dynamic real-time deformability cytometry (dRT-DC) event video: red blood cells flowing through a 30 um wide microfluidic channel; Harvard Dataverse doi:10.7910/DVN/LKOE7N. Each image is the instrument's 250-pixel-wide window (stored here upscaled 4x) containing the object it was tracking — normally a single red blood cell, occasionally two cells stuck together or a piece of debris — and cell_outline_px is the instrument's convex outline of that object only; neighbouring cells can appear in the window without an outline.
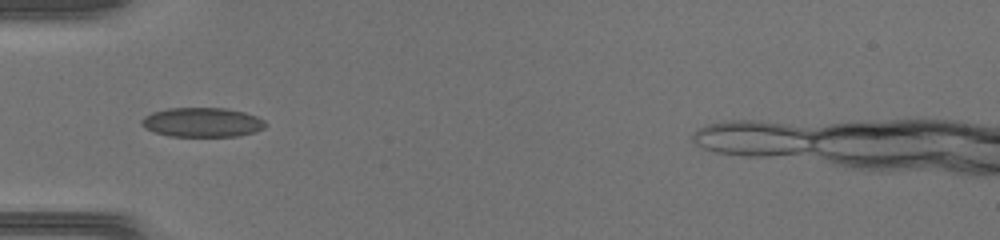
{"species": "common noctule bat (a hibernating species)", "species_latin": "Nyctalus noctula", "temperature_condition": "warm", "stored_images_in_passage": 34, "camera_frame_rate_fps": 3000, "um_per_image_px": 0.085, "animal": {"sex": "female", "body_mass_g": 17.0, "forearm_length_mm": 48.0}, "frame": {"image": 1, "passage_image": 3, "time_ms": 0.667, "image_size_px": [1000, 240], "cell_outline_px": [[268, 124], [264, 128], [256, 132], [236, 136], [168, 136], [144, 128], [140, 124], [140, 120], [144, 116], [152, 112], [168, 108], [224, 108], [244, 112], [256, 116], [264, 120]], "centroid_in_image_um": [17.18, 10.39], "position_along_channel_um": 67.8, "area_um2": 21.33}}
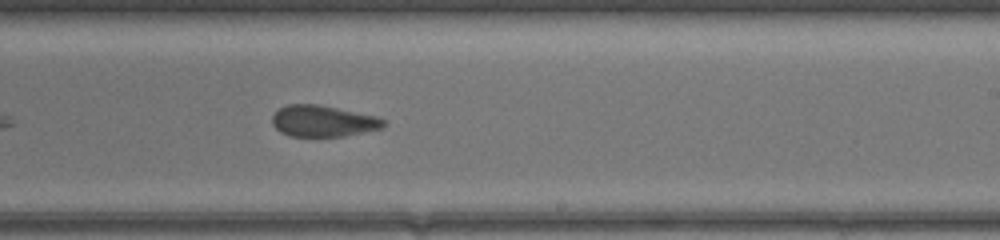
{"frame": {"image": 2, "passage_image": 16, "time_ms": 5.0, "image_size_px": [1000, 240], "cell_outline_px": [[388, 124], [384, 128], [344, 136], [288, 136], [280, 132], [272, 124], [272, 116], [280, 108], [288, 104], [320, 104], [376, 116], [384, 120]], "centroid_in_image_um": [27.48, 10.29], "position_along_channel_um": 261.5, "area_um2": 20.46}}
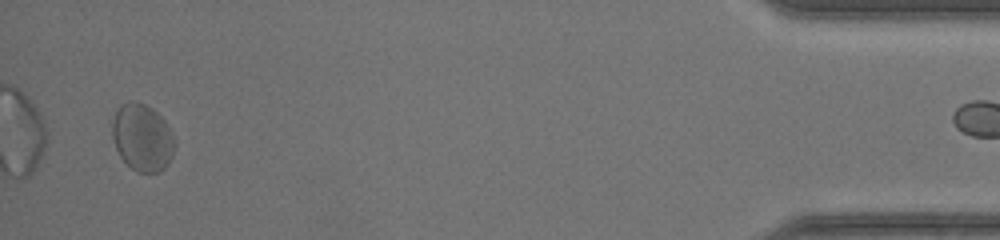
{"frame": {"image": 3, "passage_image": 32, "time_ms": 10.333, "image_size_px": [1000, 240], "cell_outline_px": [[176, 144], [172, 156], [168, 164], [160, 172], [136, 172], [120, 156], [116, 148], [112, 136], [112, 124], [116, 112], [120, 104], [132, 100], [136, 100], [152, 108], [164, 120], [176, 140]], "centroid_in_image_um": [12.11, 11.68], "position_along_channel_um": 423.1, "area_um2": 24.51}}